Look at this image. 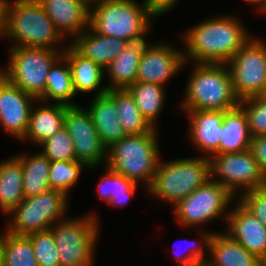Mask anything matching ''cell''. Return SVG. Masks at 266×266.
Wrapping results in <instances>:
<instances>
[{
    "label": "cell",
    "mask_w": 266,
    "mask_h": 266,
    "mask_svg": "<svg viewBox=\"0 0 266 266\" xmlns=\"http://www.w3.org/2000/svg\"><path fill=\"white\" fill-rule=\"evenodd\" d=\"M187 29L182 36L186 64L189 60L226 64L251 38L240 20L228 14L207 18Z\"/></svg>",
    "instance_id": "obj_1"
},
{
    "label": "cell",
    "mask_w": 266,
    "mask_h": 266,
    "mask_svg": "<svg viewBox=\"0 0 266 266\" xmlns=\"http://www.w3.org/2000/svg\"><path fill=\"white\" fill-rule=\"evenodd\" d=\"M2 37L11 39V47L48 49H60L65 40L37 0H3Z\"/></svg>",
    "instance_id": "obj_2"
},
{
    "label": "cell",
    "mask_w": 266,
    "mask_h": 266,
    "mask_svg": "<svg viewBox=\"0 0 266 266\" xmlns=\"http://www.w3.org/2000/svg\"><path fill=\"white\" fill-rule=\"evenodd\" d=\"M181 110L228 111L239 106L230 70L224 63H192Z\"/></svg>",
    "instance_id": "obj_3"
},
{
    "label": "cell",
    "mask_w": 266,
    "mask_h": 266,
    "mask_svg": "<svg viewBox=\"0 0 266 266\" xmlns=\"http://www.w3.org/2000/svg\"><path fill=\"white\" fill-rule=\"evenodd\" d=\"M156 17L144 0H104L90 9L89 26L100 35L133 42L145 39Z\"/></svg>",
    "instance_id": "obj_4"
},
{
    "label": "cell",
    "mask_w": 266,
    "mask_h": 266,
    "mask_svg": "<svg viewBox=\"0 0 266 266\" xmlns=\"http://www.w3.org/2000/svg\"><path fill=\"white\" fill-rule=\"evenodd\" d=\"M157 137L158 132L126 135L107 148L105 164L136 184L143 183L148 189L161 157Z\"/></svg>",
    "instance_id": "obj_5"
},
{
    "label": "cell",
    "mask_w": 266,
    "mask_h": 266,
    "mask_svg": "<svg viewBox=\"0 0 266 266\" xmlns=\"http://www.w3.org/2000/svg\"><path fill=\"white\" fill-rule=\"evenodd\" d=\"M211 179V161L208 157L182 158L159 161L154 179L147 191L153 197L172 203L202 187Z\"/></svg>",
    "instance_id": "obj_6"
},
{
    "label": "cell",
    "mask_w": 266,
    "mask_h": 266,
    "mask_svg": "<svg viewBox=\"0 0 266 266\" xmlns=\"http://www.w3.org/2000/svg\"><path fill=\"white\" fill-rule=\"evenodd\" d=\"M98 216L94 213L79 218H66L54 223L52 231L60 266H94V250L99 238Z\"/></svg>",
    "instance_id": "obj_7"
},
{
    "label": "cell",
    "mask_w": 266,
    "mask_h": 266,
    "mask_svg": "<svg viewBox=\"0 0 266 266\" xmlns=\"http://www.w3.org/2000/svg\"><path fill=\"white\" fill-rule=\"evenodd\" d=\"M7 68L0 73L11 83L37 100L44 94L47 75L53 63L62 55L59 49L10 47Z\"/></svg>",
    "instance_id": "obj_8"
},
{
    "label": "cell",
    "mask_w": 266,
    "mask_h": 266,
    "mask_svg": "<svg viewBox=\"0 0 266 266\" xmlns=\"http://www.w3.org/2000/svg\"><path fill=\"white\" fill-rule=\"evenodd\" d=\"M68 199L64 192L52 189L24 198L8 213L12 218H9L11 222H7L8 226L4 230L17 235L49 230L54 223L66 219L64 215L69 204Z\"/></svg>",
    "instance_id": "obj_9"
},
{
    "label": "cell",
    "mask_w": 266,
    "mask_h": 266,
    "mask_svg": "<svg viewBox=\"0 0 266 266\" xmlns=\"http://www.w3.org/2000/svg\"><path fill=\"white\" fill-rule=\"evenodd\" d=\"M234 198L225 187L210 179L205 185L198 187L172 206L173 213L177 222L185 228L196 227L221 216H224L227 222L230 211L226 209L229 208Z\"/></svg>",
    "instance_id": "obj_10"
},
{
    "label": "cell",
    "mask_w": 266,
    "mask_h": 266,
    "mask_svg": "<svg viewBox=\"0 0 266 266\" xmlns=\"http://www.w3.org/2000/svg\"><path fill=\"white\" fill-rule=\"evenodd\" d=\"M236 96L241 100L266 90V42L251 37L226 63Z\"/></svg>",
    "instance_id": "obj_11"
},
{
    "label": "cell",
    "mask_w": 266,
    "mask_h": 266,
    "mask_svg": "<svg viewBox=\"0 0 266 266\" xmlns=\"http://www.w3.org/2000/svg\"><path fill=\"white\" fill-rule=\"evenodd\" d=\"M210 161L211 179L225 187L233 196L266 186V177L250 149L213 155Z\"/></svg>",
    "instance_id": "obj_12"
},
{
    "label": "cell",
    "mask_w": 266,
    "mask_h": 266,
    "mask_svg": "<svg viewBox=\"0 0 266 266\" xmlns=\"http://www.w3.org/2000/svg\"><path fill=\"white\" fill-rule=\"evenodd\" d=\"M64 128L72 138L76 160L89 168L100 166L107 159V148L102 144L87 109L81 106H67Z\"/></svg>",
    "instance_id": "obj_13"
},
{
    "label": "cell",
    "mask_w": 266,
    "mask_h": 266,
    "mask_svg": "<svg viewBox=\"0 0 266 266\" xmlns=\"http://www.w3.org/2000/svg\"><path fill=\"white\" fill-rule=\"evenodd\" d=\"M184 65L183 50L165 42L147 43L140 56L136 82L165 86Z\"/></svg>",
    "instance_id": "obj_14"
},
{
    "label": "cell",
    "mask_w": 266,
    "mask_h": 266,
    "mask_svg": "<svg viewBox=\"0 0 266 266\" xmlns=\"http://www.w3.org/2000/svg\"><path fill=\"white\" fill-rule=\"evenodd\" d=\"M37 102L0 73V125L7 134L19 140L25 136L31 109Z\"/></svg>",
    "instance_id": "obj_15"
},
{
    "label": "cell",
    "mask_w": 266,
    "mask_h": 266,
    "mask_svg": "<svg viewBox=\"0 0 266 266\" xmlns=\"http://www.w3.org/2000/svg\"><path fill=\"white\" fill-rule=\"evenodd\" d=\"M235 205L228 214L225 233L261 259L266 254V227L239 200Z\"/></svg>",
    "instance_id": "obj_16"
},
{
    "label": "cell",
    "mask_w": 266,
    "mask_h": 266,
    "mask_svg": "<svg viewBox=\"0 0 266 266\" xmlns=\"http://www.w3.org/2000/svg\"><path fill=\"white\" fill-rule=\"evenodd\" d=\"M60 35L73 40L89 27L90 8L79 0H37Z\"/></svg>",
    "instance_id": "obj_17"
},
{
    "label": "cell",
    "mask_w": 266,
    "mask_h": 266,
    "mask_svg": "<svg viewBox=\"0 0 266 266\" xmlns=\"http://www.w3.org/2000/svg\"><path fill=\"white\" fill-rule=\"evenodd\" d=\"M226 111L211 110H184L188 114L189 121V138L191 143L204 154L205 157L211 158L218 155L220 143L222 122Z\"/></svg>",
    "instance_id": "obj_18"
},
{
    "label": "cell",
    "mask_w": 266,
    "mask_h": 266,
    "mask_svg": "<svg viewBox=\"0 0 266 266\" xmlns=\"http://www.w3.org/2000/svg\"><path fill=\"white\" fill-rule=\"evenodd\" d=\"M62 55L69 63L76 95L79 92L87 94L97 91L96 96H100L108 92L107 86H103L101 84L103 82L105 72L100 65L84 57L71 44L66 46Z\"/></svg>",
    "instance_id": "obj_19"
},
{
    "label": "cell",
    "mask_w": 266,
    "mask_h": 266,
    "mask_svg": "<svg viewBox=\"0 0 266 266\" xmlns=\"http://www.w3.org/2000/svg\"><path fill=\"white\" fill-rule=\"evenodd\" d=\"M87 30V31H86ZM70 44L84 57L105 69L129 42L96 33L90 26Z\"/></svg>",
    "instance_id": "obj_20"
},
{
    "label": "cell",
    "mask_w": 266,
    "mask_h": 266,
    "mask_svg": "<svg viewBox=\"0 0 266 266\" xmlns=\"http://www.w3.org/2000/svg\"><path fill=\"white\" fill-rule=\"evenodd\" d=\"M87 110L101 142L106 148L127 135L119 123L116 103L107 93L95 96L91 104L89 103Z\"/></svg>",
    "instance_id": "obj_21"
},
{
    "label": "cell",
    "mask_w": 266,
    "mask_h": 266,
    "mask_svg": "<svg viewBox=\"0 0 266 266\" xmlns=\"http://www.w3.org/2000/svg\"><path fill=\"white\" fill-rule=\"evenodd\" d=\"M209 266H260V259L248 252L239 242L227 233L213 232L208 247Z\"/></svg>",
    "instance_id": "obj_22"
},
{
    "label": "cell",
    "mask_w": 266,
    "mask_h": 266,
    "mask_svg": "<svg viewBox=\"0 0 266 266\" xmlns=\"http://www.w3.org/2000/svg\"><path fill=\"white\" fill-rule=\"evenodd\" d=\"M39 106L32 108L25 136L20 141L29 140L38 146L53 137L63 126L67 105L53 103L52 105L38 100ZM49 104V105H48Z\"/></svg>",
    "instance_id": "obj_23"
},
{
    "label": "cell",
    "mask_w": 266,
    "mask_h": 266,
    "mask_svg": "<svg viewBox=\"0 0 266 266\" xmlns=\"http://www.w3.org/2000/svg\"><path fill=\"white\" fill-rule=\"evenodd\" d=\"M147 43L145 39L129 42L104 69L110 80L108 90L127 89L136 82L140 56Z\"/></svg>",
    "instance_id": "obj_24"
},
{
    "label": "cell",
    "mask_w": 266,
    "mask_h": 266,
    "mask_svg": "<svg viewBox=\"0 0 266 266\" xmlns=\"http://www.w3.org/2000/svg\"><path fill=\"white\" fill-rule=\"evenodd\" d=\"M218 154L237 153L250 149L252 136L244 110L237 106L224 113Z\"/></svg>",
    "instance_id": "obj_25"
},
{
    "label": "cell",
    "mask_w": 266,
    "mask_h": 266,
    "mask_svg": "<svg viewBox=\"0 0 266 266\" xmlns=\"http://www.w3.org/2000/svg\"><path fill=\"white\" fill-rule=\"evenodd\" d=\"M21 161L13 156L0 162V211L8 214L25 197Z\"/></svg>",
    "instance_id": "obj_26"
},
{
    "label": "cell",
    "mask_w": 266,
    "mask_h": 266,
    "mask_svg": "<svg viewBox=\"0 0 266 266\" xmlns=\"http://www.w3.org/2000/svg\"><path fill=\"white\" fill-rule=\"evenodd\" d=\"M76 96L67 59L61 55L51 66L47 75L44 94L38 99L48 102L50 99L56 103L67 106H76L72 98Z\"/></svg>",
    "instance_id": "obj_27"
},
{
    "label": "cell",
    "mask_w": 266,
    "mask_h": 266,
    "mask_svg": "<svg viewBox=\"0 0 266 266\" xmlns=\"http://www.w3.org/2000/svg\"><path fill=\"white\" fill-rule=\"evenodd\" d=\"M107 94L116 103L119 123L127 135L156 133L158 131L143 117L134 97L127 89H110Z\"/></svg>",
    "instance_id": "obj_28"
},
{
    "label": "cell",
    "mask_w": 266,
    "mask_h": 266,
    "mask_svg": "<svg viewBox=\"0 0 266 266\" xmlns=\"http://www.w3.org/2000/svg\"><path fill=\"white\" fill-rule=\"evenodd\" d=\"M16 157L21 161L25 198L51 190L48 182L50 160L46 156L39 152L32 156L20 153Z\"/></svg>",
    "instance_id": "obj_29"
},
{
    "label": "cell",
    "mask_w": 266,
    "mask_h": 266,
    "mask_svg": "<svg viewBox=\"0 0 266 266\" xmlns=\"http://www.w3.org/2000/svg\"><path fill=\"white\" fill-rule=\"evenodd\" d=\"M165 87L157 84L135 82L127 88L134 97L135 103L143 117L155 129H157L156 122L166 100Z\"/></svg>",
    "instance_id": "obj_30"
},
{
    "label": "cell",
    "mask_w": 266,
    "mask_h": 266,
    "mask_svg": "<svg viewBox=\"0 0 266 266\" xmlns=\"http://www.w3.org/2000/svg\"><path fill=\"white\" fill-rule=\"evenodd\" d=\"M106 172L97 186L100 198L114 207L125 206L134 196L138 184L108 166Z\"/></svg>",
    "instance_id": "obj_31"
},
{
    "label": "cell",
    "mask_w": 266,
    "mask_h": 266,
    "mask_svg": "<svg viewBox=\"0 0 266 266\" xmlns=\"http://www.w3.org/2000/svg\"><path fill=\"white\" fill-rule=\"evenodd\" d=\"M3 266H38L28 235L2 233Z\"/></svg>",
    "instance_id": "obj_32"
},
{
    "label": "cell",
    "mask_w": 266,
    "mask_h": 266,
    "mask_svg": "<svg viewBox=\"0 0 266 266\" xmlns=\"http://www.w3.org/2000/svg\"><path fill=\"white\" fill-rule=\"evenodd\" d=\"M89 167L82 161H50L48 182L52 190L64 192L69 197L71 188L78 182L81 172Z\"/></svg>",
    "instance_id": "obj_33"
},
{
    "label": "cell",
    "mask_w": 266,
    "mask_h": 266,
    "mask_svg": "<svg viewBox=\"0 0 266 266\" xmlns=\"http://www.w3.org/2000/svg\"><path fill=\"white\" fill-rule=\"evenodd\" d=\"M32 241L38 266H60V258L52 231L34 232L28 235Z\"/></svg>",
    "instance_id": "obj_34"
},
{
    "label": "cell",
    "mask_w": 266,
    "mask_h": 266,
    "mask_svg": "<svg viewBox=\"0 0 266 266\" xmlns=\"http://www.w3.org/2000/svg\"><path fill=\"white\" fill-rule=\"evenodd\" d=\"M239 106L244 110L252 137L266 135V97L256 95L241 99Z\"/></svg>",
    "instance_id": "obj_35"
},
{
    "label": "cell",
    "mask_w": 266,
    "mask_h": 266,
    "mask_svg": "<svg viewBox=\"0 0 266 266\" xmlns=\"http://www.w3.org/2000/svg\"><path fill=\"white\" fill-rule=\"evenodd\" d=\"M39 146L43 148V151L40 152L50 161L76 160L72 138L64 126L53 137Z\"/></svg>",
    "instance_id": "obj_36"
},
{
    "label": "cell",
    "mask_w": 266,
    "mask_h": 266,
    "mask_svg": "<svg viewBox=\"0 0 266 266\" xmlns=\"http://www.w3.org/2000/svg\"><path fill=\"white\" fill-rule=\"evenodd\" d=\"M213 232L211 231H203L201 233H199V237L200 240H194L193 242H191V244L189 245V249H185L184 250V254L181 253H176L175 255V259L178 261L177 263H179V266H198L201 263H206L208 257H206V255L204 256V251H203V247L204 249H206V251H208V247H209V241L210 238L212 236ZM188 248V247H187ZM186 251V252H185ZM178 252V251H177ZM206 257V258H205Z\"/></svg>",
    "instance_id": "obj_37"
},
{
    "label": "cell",
    "mask_w": 266,
    "mask_h": 266,
    "mask_svg": "<svg viewBox=\"0 0 266 266\" xmlns=\"http://www.w3.org/2000/svg\"><path fill=\"white\" fill-rule=\"evenodd\" d=\"M236 197L266 227V186Z\"/></svg>",
    "instance_id": "obj_38"
},
{
    "label": "cell",
    "mask_w": 266,
    "mask_h": 266,
    "mask_svg": "<svg viewBox=\"0 0 266 266\" xmlns=\"http://www.w3.org/2000/svg\"><path fill=\"white\" fill-rule=\"evenodd\" d=\"M250 151L257 160L261 172L266 177V135L252 137Z\"/></svg>",
    "instance_id": "obj_39"
},
{
    "label": "cell",
    "mask_w": 266,
    "mask_h": 266,
    "mask_svg": "<svg viewBox=\"0 0 266 266\" xmlns=\"http://www.w3.org/2000/svg\"><path fill=\"white\" fill-rule=\"evenodd\" d=\"M147 6L157 15L162 16L174 7L179 0H144Z\"/></svg>",
    "instance_id": "obj_40"
},
{
    "label": "cell",
    "mask_w": 266,
    "mask_h": 266,
    "mask_svg": "<svg viewBox=\"0 0 266 266\" xmlns=\"http://www.w3.org/2000/svg\"><path fill=\"white\" fill-rule=\"evenodd\" d=\"M81 2H83L88 8H92L93 4L94 6L101 3L104 0H79Z\"/></svg>",
    "instance_id": "obj_41"
},
{
    "label": "cell",
    "mask_w": 266,
    "mask_h": 266,
    "mask_svg": "<svg viewBox=\"0 0 266 266\" xmlns=\"http://www.w3.org/2000/svg\"><path fill=\"white\" fill-rule=\"evenodd\" d=\"M248 3H252L259 9L260 12H263V0H246Z\"/></svg>",
    "instance_id": "obj_42"
},
{
    "label": "cell",
    "mask_w": 266,
    "mask_h": 266,
    "mask_svg": "<svg viewBox=\"0 0 266 266\" xmlns=\"http://www.w3.org/2000/svg\"><path fill=\"white\" fill-rule=\"evenodd\" d=\"M0 266H3L2 232L0 234Z\"/></svg>",
    "instance_id": "obj_43"
},
{
    "label": "cell",
    "mask_w": 266,
    "mask_h": 266,
    "mask_svg": "<svg viewBox=\"0 0 266 266\" xmlns=\"http://www.w3.org/2000/svg\"><path fill=\"white\" fill-rule=\"evenodd\" d=\"M261 265L260 266H266V254L260 259Z\"/></svg>",
    "instance_id": "obj_44"
},
{
    "label": "cell",
    "mask_w": 266,
    "mask_h": 266,
    "mask_svg": "<svg viewBox=\"0 0 266 266\" xmlns=\"http://www.w3.org/2000/svg\"><path fill=\"white\" fill-rule=\"evenodd\" d=\"M263 14H266V0H263Z\"/></svg>",
    "instance_id": "obj_45"
},
{
    "label": "cell",
    "mask_w": 266,
    "mask_h": 266,
    "mask_svg": "<svg viewBox=\"0 0 266 266\" xmlns=\"http://www.w3.org/2000/svg\"><path fill=\"white\" fill-rule=\"evenodd\" d=\"M2 4H3V0H0V17H2Z\"/></svg>",
    "instance_id": "obj_46"
},
{
    "label": "cell",
    "mask_w": 266,
    "mask_h": 266,
    "mask_svg": "<svg viewBox=\"0 0 266 266\" xmlns=\"http://www.w3.org/2000/svg\"><path fill=\"white\" fill-rule=\"evenodd\" d=\"M1 23H2V17H0V37H1Z\"/></svg>",
    "instance_id": "obj_47"
},
{
    "label": "cell",
    "mask_w": 266,
    "mask_h": 266,
    "mask_svg": "<svg viewBox=\"0 0 266 266\" xmlns=\"http://www.w3.org/2000/svg\"><path fill=\"white\" fill-rule=\"evenodd\" d=\"M198 266H209V265L206 264V263H201V264H199Z\"/></svg>",
    "instance_id": "obj_48"
}]
</instances>
